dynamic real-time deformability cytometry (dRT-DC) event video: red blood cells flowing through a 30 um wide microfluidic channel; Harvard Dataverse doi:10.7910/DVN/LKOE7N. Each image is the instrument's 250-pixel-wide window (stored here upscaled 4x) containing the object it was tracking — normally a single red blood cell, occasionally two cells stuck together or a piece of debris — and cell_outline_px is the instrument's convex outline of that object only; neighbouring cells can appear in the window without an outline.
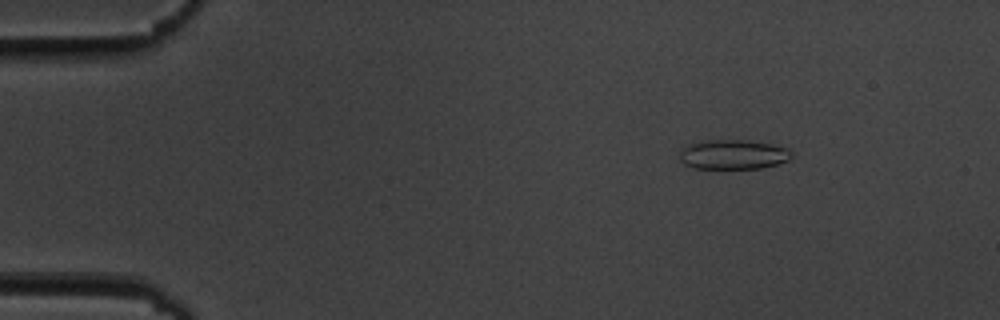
{"species": "common noctule bat (a hibernating species)", "species_latin": "Nyctalus noctula", "temperature_condition": "cold", "stored_images_in_passage": 55, "camera_frame_rate_fps": 3000, "um_per_image_px": 0.085, "animal": {"sex": "male", "body_mass_g": 19.5, "forearm_length_mm": 54.6}, "frame": {"image": 1, "passage_image": 7, "time_ms": 2.0, "image_size_px": [1000, 320], "cell_outline_px": [[792, 156], [788, 160], [776, 164], [760, 168], [692, 168], [684, 164], [680, 160], [680, 152], [688, 144], [704, 140], [748, 140], [772, 144], [788, 148], [792, 152]], "centroid_in_image_um": [62.32, 13.12], "position_along_channel_um": 22.7, "area_um2": 19.31}}
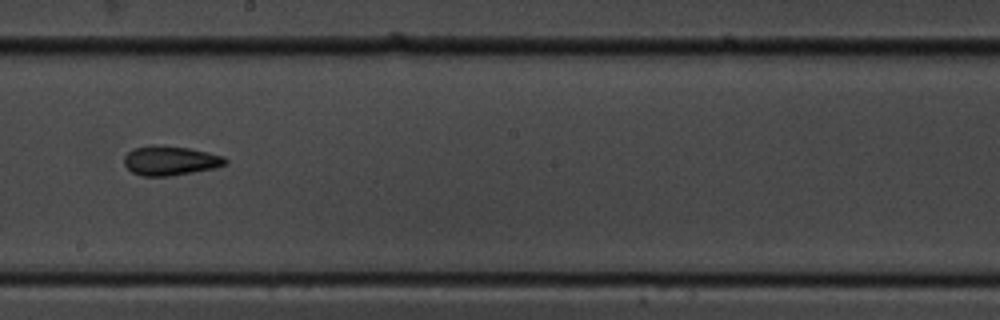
{"frame": {"image": 2, "passage_image": 31, "time_ms": 10.0, "image_size_px": [1000, 320], "cell_outline_px": [[228, 164], [212, 168], [192, 172], [168, 176], [144, 176], [132, 172], [124, 164], [124, 156], [132, 148], [152, 144], [156, 144], [188, 148], [208, 152], [224, 156], [228, 160]], "centroid_in_image_um": [14.46, 13.63], "position_along_channel_um": 233.7, "area_um2": 17.4}}
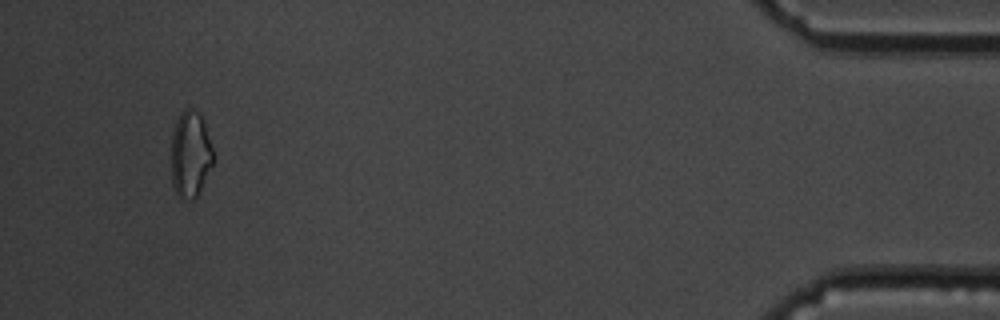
{"frame": {"image": 3, "passage_image": 52, "time_ms": 17.0, "image_size_px": [1000, 320], "cell_outline_px": [[212, 164], [196, 196], [192, 200], [180, 200], [176, 196], [172, 184], [172, 132], [176, 120], [180, 112], [184, 108], [192, 108], [200, 112], [204, 120], [212, 148]], "centroid_in_image_um": [16.15, 13.08], "position_along_channel_um": 419.0, "area_um2": 21.21}, "authors_computed_cell_mechanics": {"area_um2": 17.7446, "velocity_mm_per_s": 3.636, "shape_relaxation_time_tau1_ms": 4.9116, "shape_relaxation_time_tau2_ms": 3.262, "deformation_change_tau1": 0.125, "deformation_change_tau2": 0.1038}}